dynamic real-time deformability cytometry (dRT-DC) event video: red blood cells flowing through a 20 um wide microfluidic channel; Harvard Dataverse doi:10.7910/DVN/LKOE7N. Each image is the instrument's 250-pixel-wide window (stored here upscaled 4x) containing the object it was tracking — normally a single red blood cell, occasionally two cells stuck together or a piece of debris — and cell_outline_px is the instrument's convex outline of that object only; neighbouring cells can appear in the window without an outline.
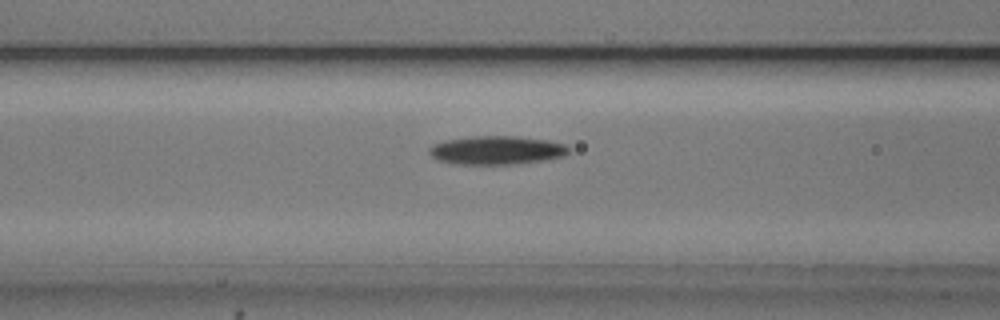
{"species": "common noctule bat (a hibernating species)", "species_latin": "Nyctalus noctula", "temperature_condition": "cold", "stored_images_in_passage": 54, "camera_frame_rate_fps": 3000, "um_per_image_px": 0.085, "animal": {"sex": "male", "body_mass_g": 20.5, "forearm_length_mm": 52.5}, "frame": {"image": 1, "passage_image": 21, "time_ms": 6.667, "image_size_px": [1000, 320], "cell_outline_px": [[568, 152], [564, 156], [544, 160], [516, 164], [452, 164], [436, 160], [428, 152], [428, 148], [432, 144], [444, 140], [472, 136], [516, 136], [548, 140], [564, 144], [568, 148]], "centroid_in_image_um": [42.15, 12.77], "position_along_channel_um": 124.4, "area_um2": 23.41}}
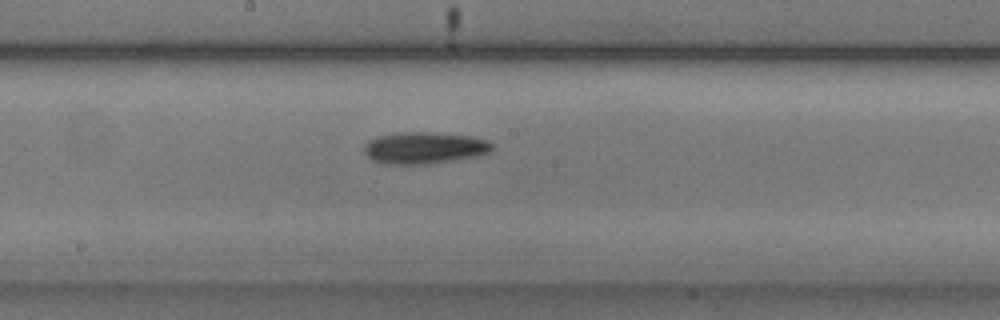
{"frame": {"image": 2, "passage_image": 28, "time_ms": 9.0, "image_size_px": [1000, 320], "cell_outline_px": [[492, 148], [488, 152], [476, 156], [428, 164], [384, 164], [372, 160], [364, 152], [364, 144], [368, 140], [376, 136], [400, 132], [432, 132], [472, 136], [488, 140], [492, 144]], "centroid_in_image_um": [36.03, 12.56], "position_along_channel_um": 212.2, "area_um2": 23.76}}
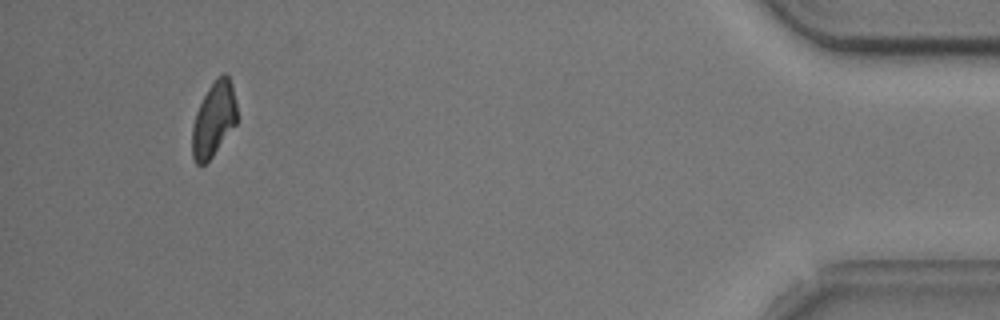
{"frame": {"image": 3, "passage_image": 50, "time_ms": 16.333, "image_size_px": [1000, 320], "cell_outline_px": [[236, 124], [212, 156], [204, 164], [196, 164], [192, 156], [192, 128], [196, 112], [208, 88], [216, 76], [224, 72], [228, 76], [232, 84], [236, 104]], "centroid_in_image_um": [18.16, 10.11], "position_along_channel_um": 417.0, "area_um2": 19.31}, "authors_computed_cell_mechanics": {"area_um2": 21.3571, "velocity_mm_per_s": 3.7504, "shape_relaxation_time_tau1_ms": 4.176, "shape_relaxation_time_tau2_ms": null, "deformation_change_tau1": 0.1253, "deformation_change_tau2": null}}